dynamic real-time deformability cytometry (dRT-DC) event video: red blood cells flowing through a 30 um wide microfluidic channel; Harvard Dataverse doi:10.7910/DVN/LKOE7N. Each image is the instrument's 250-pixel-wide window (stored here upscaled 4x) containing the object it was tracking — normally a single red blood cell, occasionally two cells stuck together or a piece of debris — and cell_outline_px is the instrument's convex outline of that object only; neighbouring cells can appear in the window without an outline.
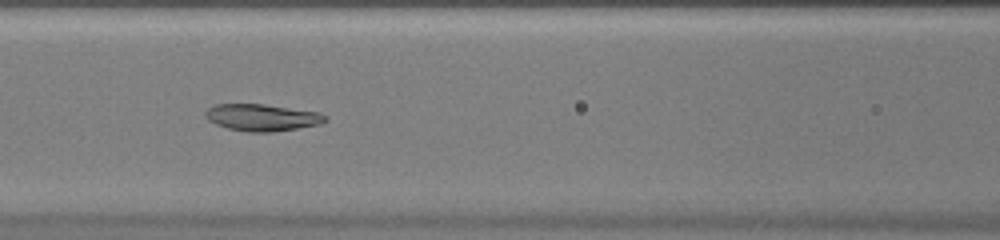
{"species": "common noctule bat (a hibernating species)", "species_latin": "Nyctalus noctula", "temperature_condition": "warm", "stored_images_in_passage": 47, "camera_frame_rate_fps": 3000, "um_per_image_px": 0.085, "animal": {"sex": "female", "body_mass_g": 20.0, "forearm_length_mm": 54.0}, "frame": {"image": 1, "passage_image": 21, "time_ms": 6.667, "image_size_px": [1000, 240], "cell_outline_px": [[328, 120], [320, 124], [272, 132], [248, 132], [228, 128], [216, 124], [208, 120], [204, 116], [204, 112], [208, 108], [216, 104], [264, 104], [320, 112], [328, 116]], "centroid_in_image_um": [22.28, 9.98], "position_along_channel_um": 144.3, "area_um2": 18.84}}
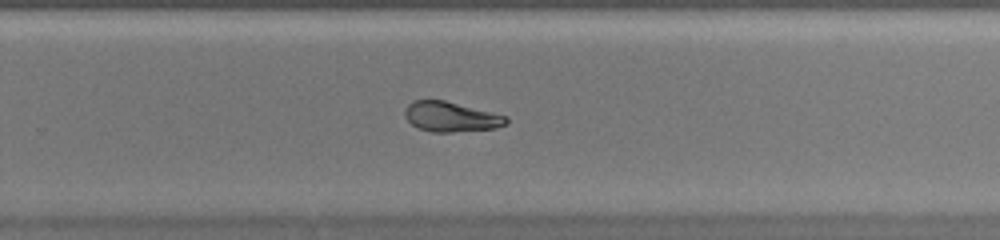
{"frame": {"image": 2, "passage_image": 31, "time_ms": 10.0, "image_size_px": [1000, 240], "cell_outline_px": [[508, 124], [496, 128], [452, 132], [432, 132], [416, 128], [404, 116], [404, 112], [408, 104], [412, 100], [444, 100], [508, 116]], "centroid_in_image_um": [38.33, 9.93], "position_along_channel_um": 291.5, "area_um2": 17.8}}
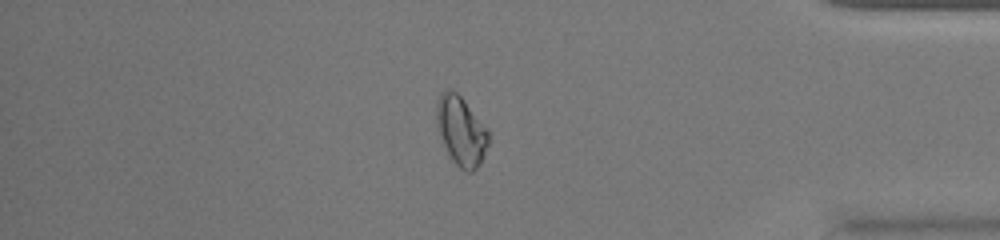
{"frame": {"image": 3, "passage_image": 40, "time_ms": 13.0, "image_size_px": [1000, 240], "cell_outline_px": [[488, 144], [476, 168], [472, 172], [468, 172], [460, 168], [452, 160], [440, 136], [436, 120], [436, 104], [440, 92], [448, 88], [452, 88], [464, 100], [488, 128]], "centroid_in_image_um": [39.17, 11.07], "position_along_channel_um": 396.0, "area_um2": 20.75}}